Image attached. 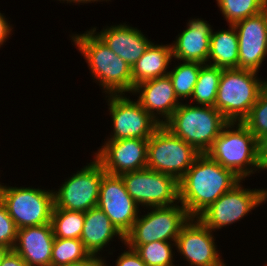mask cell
I'll return each instance as SVG.
<instances>
[{
  "label": "cell",
  "mask_w": 267,
  "mask_h": 266,
  "mask_svg": "<svg viewBox=\"0 0 267 266\" xmlns=\"http://www.w3.org/2000/svg\"><path fill=\"white\" fill-rule=\"evenodd\" d=\"M240 181L232 170L222 167L206 153L200 154L178 181L179 202L191 218H197Z\"/></svg>",
  "instance_id": "1"
},
{
  "label": "cell",
  "mask_w": 267,
  "mask_h": 266,
  "mask_svg": "<svg viewBox=\"0 0 267 266\" xmlns=\"http://www.w3.org/2000/svg\"><path fill=\"white\" fill-rule=\"evenodd\" d=\"M78 51L84 56L92 73V79L99 83L105 94L133 92L130 66L117 56L92 30L70 36Z\"/></svg>",
  "instance_id": "2"
},
{
  "label": "cell",
  "mask_w": 267,
  "mask_h": 266,
  "mask_svg": "<svg viewBox=\"0 0 267 266\" xmlns=\"http://www.w3.org/2000/svg\"><path fill=\"white\" fill-rule=\"evenodd\" d=\"M227 123L215 107L181 103L163 126L204 154Z\"/></svg>",
  "instance_id": "3"
},
{
  "label": "cell",
  "mask_w": 267,
  "mask_h": 266,
  "mask_svg": "<svg viewBox=\"0 0 267 266\" xmlns=\"http://www.w3.org/2000/svg\"><path fill=\"white\" fill-rule=\"evenodd\" d=\"M206 154L242 180L258 171L257 139L242 122H228Z\"/></svg>",
  "instance_id": "4"
},
{
  "label": "cell",
  "mask_w": 267,
  "mask_h": 266,
  "mask_svg": "<svg viewBox=\"0 0 267 266\" xmlns=\"http://www.w3.org/2000/svg\"><path fill=\"white\" fill-rule=\"evenodd\" d=\"M256 75L247 69H223L214 107L228 122H242L256 103L265 83Z\"/></svg>",
  "instance_id": "5"
},
{
  "label": "cell",
  "mask_w": 267,
  "mask_h": 266,
  "mask_svg": "<svg viewBox=\"0 0 267 266\" xmlns=\"http://www.w3.org/2000/svg\"><path fill=\"white\" fill-rule=\"evenodd\" d=\"M200 153L161 125L148 139L147 168L179 181Z\"/></svg>",
  "instance_id": "6"
},
{
  "label": "cell",
  "mask_w": 267,
  "mask_h": 266,
  "mask_svg": "<svg viewBox=\"0 0 267 266\" xmlns=\"http://www.w3.org/2000/svg\"><path fill=\"white\" fill-rule=\"evenodd\" d=\"M149 209L152 210L144 216L138 215L132 229L124 236V245H143L155 241L176 242L181 228L191 218L181 203Z\"/></svg>",
  "instance_id": "7"
},
{
  "label": "cell",
  "mask_w": 267,
  "mask_h": 266,
  "mask_svg": "<svg viewBox=\"0 0 267 266\" xmlns=\"http://www.w3.org/2000/svg\"><path fill=\"white\" fill-rule=\"evenodd\" d=\"M53 191L0 184V200L6 206L17 229L51 224L54 207Z\"/></svg>",
  "instance_id": "8"
},
{
  "label": "cell",
  "mask_w": 267,
  "mask_h": 266,
  "mask_svg": "<svg viewBox=\"0 0 267 266\" xmlns=\"http://www.w3.org/2000/svg\"><path fill=\"white\" fill-rule=\"evenodd\" d=\"M128 194L140 207L170 206L179 202L178 181L149 168L120 175Z\"/></svg>",
  "instance_id": "9"
},
{
  "label": "cell",
  "mask_w": 267,
  "mask_h": 266,
  "mask_svg": "<svg viewBox=\"0 0 267 266\" xmlns=\"http://www.w3.org/2000/svg\"><path fill=\"white\" fill-rule=\"evenodd\" d=\"M104 171L100 162H92L65 180L54 193V207L69 211L86 212L96 207Z\"/></svg>",
  "instance_id": "10"
},
{
  "label": "cell",
  "mask_w": 267,
  "mask_h": 266,
  "mask_svg": "<svg viewBox=\"0 0 267 266\" xmlns=\"http://www.w3.org/2000/svg\"><path fill=\"white\" fill-rule=\"evenodd\" d=\"M106 97L114 132L106 140L149 139L161 126L138 101L125 94H108Z\"/></svg>",
  "instance_id": "11"
},
{
  "label": "cell",
  "mask_w": 267,
  "mask_h": 266,
  "mask_svg": "<svg viewBox=\"0 0 267 266\" xmlns=\"http://www.w3.org/2000/svg\"><path fill=\"white\" fill-rule=\"evenodd\" d=\"M241 181L225 192L197 218L210 230L216 231L243 219L261 205L260 189L244 188Z\"/></svg>",
  "instance_id": "12"
},
{
  "label": "cell",
  "mask_w": 267,
  "mask_h": 266,
  "mask_svg": "<svg viewBox=\"0 0 267 266\" xmlns=\"http://www.w3.org/2000/svg\"><path fill=\"white\" fill-rule=\"evenodd\" d=\"M97 206L123 236L132 229L140 211L128 194L122 177L108 173L102 177Z\"/></svg>",
  "instance_id": "13"
},
{
  "label": "cell",
  "mask_w": 267,
  "mask_h": 266,
  "mask_svg": "<svg viewBox=\"0 0 267 266\" xmlns=\"http://www.w3.org/2000/svg\"><path fill=\"white\" fill-rule=\"evenodd\" d=\"M212 232L198 218H190L181 228L175 247L189 266H226Z\"/></svg>",
  "instance_id": "14"
},
{
  "label": "cell",
  "mask_w": 267,
  "mask_h": 266,
  "mask_svg": "<svg viewBox=\"0 0 267 266\" xmlns=\"http://www.w3.org/2000/svg\"><path fill=\"white\" fill-rule=\"evenodd\" d=\"M147 145L148 139L107 140L95 152V158L106 173L121 175L147 167Z\"/></svg>",
  "instance_id": "15"
},
{
  "label": "cell",
  "mask_w": 267,
  "mask_h": 266,
  "mask_svg": "<svg viewBox=\"0 0 267 266\" xmlns=\"http://www.w3.org/2000/svg\"><path fill=\"white\" fill-rule=\"evenodd\" d=\"M239 45L238 68L258 72L267 56V23L259 13L234 24Z\"/></svg>",
  "instance_id": "16"
},
{
  "label": "cell",
  "mask_w": 267,
  "mask_h": 266,
  "mask_svg": "<svg viewBox=\"0 0 267 266\" xmlns=\"http://www.w3.org/2000/svg\"><path fill=\"white\" fill-rule=\"evenodd\" d=\"M132 94H139L137 101L161 125L172 116L182 103L179 102L175 94L169 75L147 80L136 85Z\"/></svg>",
  "instance_id": "17"
},
{
  "label": "cell",
  "mask_w": 267,
  "mask_h": 266,
  "mask_svg": "<svg viewBox=\"0 0 267 266\" xmlns=\"http://www.w3.org/2000/svg\"><path fill=\"white\" fill-rule=\"evenodd\" d=\"M54 239L51 224L20 228L13 250L28 266H51Z\"/></svg>",
  "instance_id": "18"
},
{
  "label": "cell",
  "mask_w": 267,
  "mask_h": 266,
  "mask_svg": "<svg viewBox=\"0 0 267 266\" xmlns=\"http://www.w3.org/2000/svg\"><path fill=\"white\" fill-rule=\"evenodd\" d=\"M211 32L206 20H189L186 29L171 44L172 57L182 62L208 64Z\"/></svg>",
  "instance_id": "19"
},
{
  "label": "cell",
  "mask_w": 267,
  "mask_h": 266,
  "mask_svg": "<svg viewBox=\"0 0 267 266\" xmlns=\"http://www.w3.org/2000/svg\"><path fill=\"white\" fill-rule=\"evenodd\" d=\"M101 40L117 56L123 59L130 68L142 57L145 50L152 42L144 36L141 30L131 27L126 23L111 25L103 28L97 33L96 28L92 29Z\"/></svg>",
  "instance_id": "20"
},
{
  "label": "cell",
  "mask_w": 267,
  "mask_h": 266,
  "mask_svg": "<svg viewBox=\"0 0 267 266\" xmlns=\"http://www.w3.org/2000/svg\"><path fill=\"white\" fill-rule=\"evenodd\" d=\"M114 237H118L122 243L124 242V236L98 206L85 212L80 240L90 254L99 256L103 248L109 245Z\"/></svg>",
  "instance_id": "21"
},
{
  "label": "cell",
  "mask_w": 267,
  "mask_h": 266,
  "mask_svg": "<svg viewBox=\"0 0 267 266\" xmlns=\"http://www.w3.org/2000/svg\"><path fill=\"white\" fill-rule=\"evenodd\" d=\"M170 44H149L142 57L131 68L133 89L136 85L151 79L168 75L172 61Z\"/></svg>",
  "instance_id": "22"
},
{
  "label": "cell",
  "mask_w": 267,
  "mask_h": 266,
  "mask_svg": "<svg viewBox=\"0 0 267 266\" xmlns=\"http://www.w3.org/2000/svg\"><path fill=\"white\" fill-rule=\"evenodd\" d=\"M239 45L234 25L228 30H212L210 36V52L208 64L223 69L238 68Z\"/></svg>",
  "instance_id": "23"
},
{
  "label": "cell",
  "mask_w": 267,
  "mask_h": 266,
  "mask_svg": "<svg viewBox=\"0 0 267 266\" xmlns=\"http://www.w3.org/2000/svg\"><path fill=\"white\" fill-rule=\"evenodd\" d=\"M222 71L223 68L203 64L190 100L196 105L214 107Z\"/></svg>",
  "instance_id": "24"
},
{
  "label": "cell",
  "mask_w": 267,
  "mask_h": 266,
  "mask_svg": "<svg viewBox=\"0 0 267 266\" xmlns=\"http://www.w3.org/2000/svg\"><path fill=\"white\" fill-rule=\"evenodd\" d=\"M84 219L85 212L53 207L51 226L55 238L80 239Z\"/></svg>",
  "instance_id": "25"
},
{
  "label": "cell",
  "mask_w": 267,
  "mask_h": 266,
  "mask_svg": "<svg viewBox=\"0 0 267 266\" xmlns=\"http://www.w3.org/2000/svg\"><path fill=\"white\" fill-rule=\"evenodd\" d=\"M202 65L198 62H180L168 72L179 100L191 98Z\"/></svg>",
  "instance_id": "26"
},
{
  "label": "cell",
  "mask_w": 267,
  "mask_h": 266,
  "mask_svg": "<svg viewBox=\"0 0 267 266\" xmlns=\"http://www.w3.org/2000/svg\"><path fill=\"white\" fill-rule=\"evenodd\" d=\"M140 256L147 266H175L173 247L175 242L155 241L143 245H125Z\"/></svg>",
  "instance_id": "27"
},
{
  "label": "cell",
  "mask_w": 267,
  "mask_h": 266,
  "mask_svg": "<svg viewBox=\"0 0 267 266\" xmlns=\"http://www.w3.org/2000/svg\"><path fill=\"white\" fill-rule=\"evenodd\" d=\"M90 253L80 239L55 238L51 253V266H65L81 261Z\"/></svg>",
  "instance_id": "28"
},
{
  "label": "cell",
  "mask_w": 267,
  "mask_h": 266,
  "mask_svg": "<svg viewBox=\"0 0 267 266\" xmlns=\"http://www.w3.org/2000/svg\"><path fill=\"white\" fill-rule=\"evenodd\" d=\"M226 21L234 25L261 13L263 0H216Z\"/></svg>",
  "instance_id": "29"
},
{
  "label": "cell",
  "mask_w": 267,
  "mask_h": 266,
  "mask_svg": "<svg viewBox=\"0 0 267 266\" xmlns=\"http://www.w3.org/2000/svg\"><path fill=\"white\" fill-rule=\"evenodd\" d=\"M242 123L259 139L267 134V81L261 87L258 99Z\"/></svg>",
  "instance_id": "30"
},
{
  "label": "cell",
  "mask_w": 267,
  "mask_h": 266,
  "mask_svg": "<svg viewBox=\"0 0 267 266\" xmlns=\"http://www.w3.org/2000/svg\"><path fill=\"white\" fill-rule=\"evenodd\" d=\"M17 239V227L0 200V245L13 250Z\"/></svg>",
  "instance_id": "31"
},
{
  "label": "cell",
  "mask_w": 267,
  "mask_h": 266,
  "mask_svg": "<svg viewBox=\"0 0 267 266\" xmlns=\"http://www.w3.org/2000/svg\"><path fill=\"white\" fill-rule=\"evenodd\" d=\"M127 249L117 258L115 266H147L135 250Z\"/></svg>",
  "instance_id": "32"
},
{
  "label": "cell",
  "mask_w": 267,
  "mask_h": 266,
  "mask_svg": "<svg viewBox=\"0 0 267 266\" xmlns=\"http://www.w3.org/2000/svg\"><path fill=\"white\" fill-rule=\"evenodd\" d=\"M258 149V173L259 169L267 170V134L257 139Z\"/></svg>",
  "instance_id": "33"
},
{
  "label": "cell",
  "mask_w": 267,
  "mask_h": 266,
  "mask_svg": "<svg viewBox=\"0 0 267 266\" xmlns=\"http://www.w3.org/2000/svg\"><path fill=\"white\" fill-rule=\"evenodd\" d=\"M0 266H28L14 250H9L2 258Z\"/></svg>",
  "instance_id": "34"
},
{
  "label": "cell",
  "mask_w": 267,
  "mask_h": 266,
  "mask_svg": "<svg viewBox=\"0 0 267 266\" xmlns=\"http://www.w3.org/2000/svg\"><path fill=\"white\" fill-rule=\"evenodd\" d=\"M102 258L101 255L97 256L90 254L87 258L81 261L73 262L65 266H104V259Z\"/></svg>",
  "instance_id": "35"
},
{
  "label": "cell",
  "mask_w": 267,
  "mask_h": 266,
  "mask_svg": "<svg viewBox=\"0 0 267 266\" xmlns=\"http://www.w3.org/2000/svg\"><path fill=\"white\" fill-rule=\"evenodd\" d=\"M7 21V18H5L3 13L0 12V48L1 45H4L13 31V27Z\"/></svg>",
  "instance_id": "36"
},
{
  "label": "cell",
  "mask_w": 267,
  "mask_h": 266,
  "mask_svg": "<svg viewBox=\"0 0 267 266\" xmlns=\"http://www.w3.org/2000/svg\"><path fill=\"white\" fill-rule=\"evenodd\" d=\"M58 1H63V2L64 1H67V4L68 3H77V4H80V3H90V2L91 3L92 2L94 3L95 1H96V3H97V1H101V2L102 1H106L107 2V1H110V0H58Z\"/></svg>",
  "instance_id": "37"
},
{
  "label": "cell",
  "mask_w": 267,
  "mask_h": 266,
  "mask_svg": "<svg viewBox=\"0 0 267 266\" xmlns=\"http://www.w3.org/2000/svg\"><path fill=\"white\" fill-rule=\"evenodd\" d=\"M260 199H261V204L267 201V189H260Z\"/></svg>",
  "instance_id": "38"
},
{
  "label": "cell",
  "mask_w": 267,
  "mask_h": 266,
  "mask_svg": "<svg viewBox=\"0 0 267 266\" xmlns=\"http://www.w3.org/2000/svg\"><path fill=\"white\" fill-rule=\"evenodd\" d=\"M10 249L7 248L6 246L0 245V264L2 261V258L6 255V253L9 251Z\"/></svg>",
  "instance_id": "39"
},
{
  "label": "cell",
  "mask_w": 267,
  "mask_h": 266,
  "mask_svg": "<svg viewBox=\"0 0 267 266\" xmlns=\"http://www.w3.org/2000/svg\"><path fill=\"white\" fill-rule=\"evenodd\" d=\"M261 13L264 15L267 23V0H263Z\"/></svg>",
  "instance_id": "40"
}]
</instances>
